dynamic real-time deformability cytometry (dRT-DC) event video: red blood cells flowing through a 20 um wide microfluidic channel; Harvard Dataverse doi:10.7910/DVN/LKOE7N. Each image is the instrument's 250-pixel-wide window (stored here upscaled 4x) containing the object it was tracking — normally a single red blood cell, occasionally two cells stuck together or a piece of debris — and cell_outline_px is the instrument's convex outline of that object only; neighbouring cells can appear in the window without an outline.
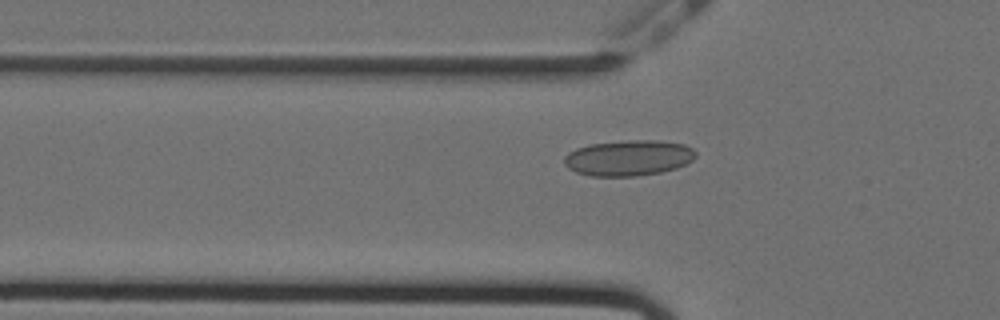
{"species": "Egyptian fruit bat (a non-hibernating species)", "species_latin": "Rousettus aegyptiacus", "temperature_condition": "cold", "stored_images_in_passage": 53, "camera_frame_rate_fps": 3000, "um_per_image_px": 0.085, "animal": {"sex": "female"}, "frame": {"image": 1, "passage_image": 19, "time_ms": 6.0, "image_size_px": [1000, 320], "cell_outline_px": [[696, 156], [692, 160], [676, 168], [660, 172], [636, 176], [592, 176], [576, 172], [568, 168], [564, 164], [564, 156], [568, 152], [576, 148], [588, 144], [628, 140], [656, 140], [684, 144], [692, 148], [696, 152]], "centroid_in_image_um": [53.4, 13.41], "position_along_channel_um": 72.4, "area_um2": 27.4}}
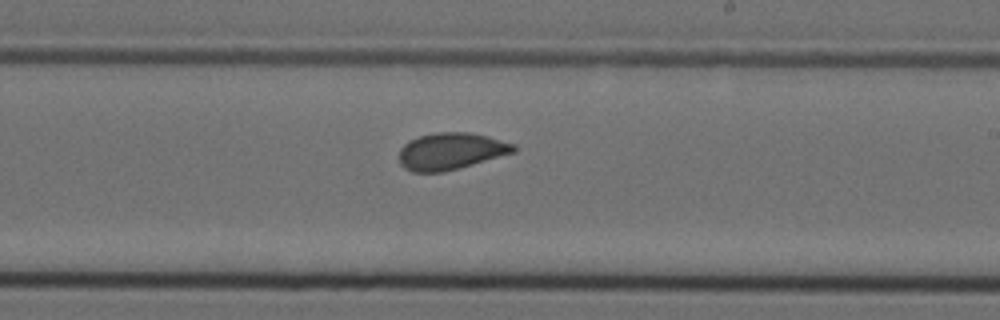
{"frame": {"image": 2, "passage_image": 34, "time_ms": 11.0, "image_size_px": [1000, 320], "cell_outline_px": [[516, 152], [460, 168], [444, 172], [412, 172], [404, 168], [400, 164], [400, 148], [408, 140], [420, 136], [436, 132], [468, 132], [488, 136], [516, 144]], "centroid_in_image_um": [38.34, 12.85], "position_along_channel_um": 250.7, "area_um2": 24.8}}
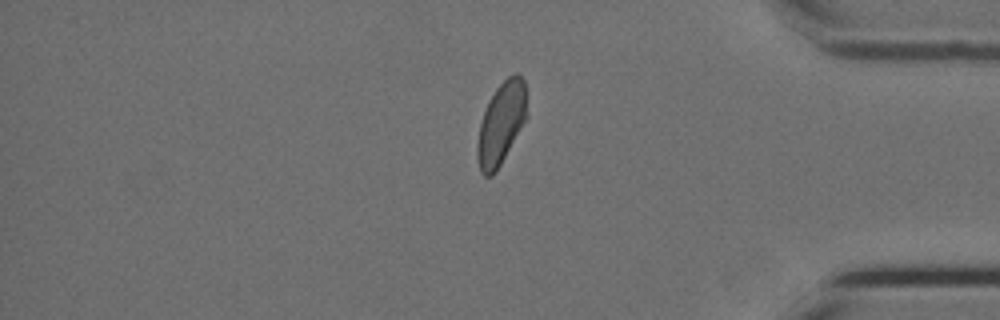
{"frame": {"image": 3, "passage_image": 48, "time_ms": 15.667, "image_size_px": [1000, 320], "cell_outline_px": [[528, 116], [496, 172], [492, 176], [484, 176], [480, 172], [476, 156], [476, 144], [480, 124], [484, 112], [496, 88], [508, 76], [516, 72], [524, 80]], "centroid_in_image_um": [42.6, 10.52], "position_along_channel_um": 392.6, "area_um2": 23.7}}